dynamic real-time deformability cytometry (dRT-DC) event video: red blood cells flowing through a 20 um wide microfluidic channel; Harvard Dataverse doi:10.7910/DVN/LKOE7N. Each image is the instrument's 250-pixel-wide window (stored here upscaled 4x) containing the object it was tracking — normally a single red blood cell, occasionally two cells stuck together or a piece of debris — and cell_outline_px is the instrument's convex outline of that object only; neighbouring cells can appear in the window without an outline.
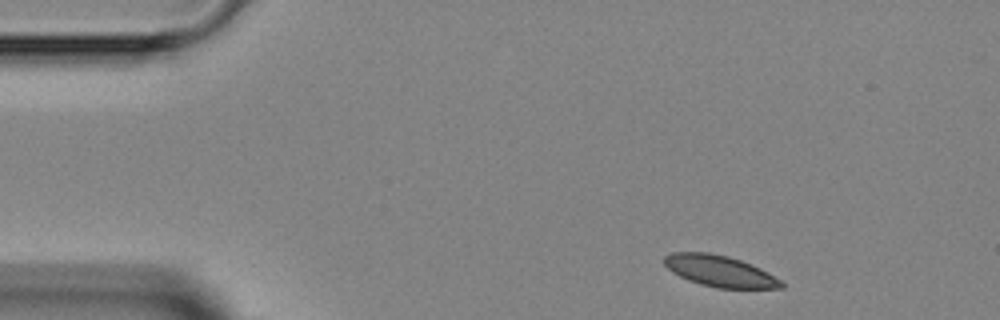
{"species": "Egyptian fruit bat (a non-hibernating species)", "species_latin": "Rousettus aegyptiacus", "temperature_condition": "room temperature", "stored_images_in_passage": 2, "camera_frame_rate_fps": 3000, "um_per_image_px": 0.085, "animal": {"sex": "female"}, "frame": {"image": 1, "passage_image": 1, "time_ms": 0.0, "image_size_px": [1000, 320], "cell_outline_px": [[784, 288], [716, 288], [700, 284], [688, 280], [672, 272], [664, 264], [664, 256], [672, 252], [708, 252], [728, 256], [740, 260], [760, 268], [768, 272], [780, 280], [784, 284]], "centroid_in_image_um": [61.16, 23.04], "position_along_channel_um": 23.8, "area_um2": 21.27}}